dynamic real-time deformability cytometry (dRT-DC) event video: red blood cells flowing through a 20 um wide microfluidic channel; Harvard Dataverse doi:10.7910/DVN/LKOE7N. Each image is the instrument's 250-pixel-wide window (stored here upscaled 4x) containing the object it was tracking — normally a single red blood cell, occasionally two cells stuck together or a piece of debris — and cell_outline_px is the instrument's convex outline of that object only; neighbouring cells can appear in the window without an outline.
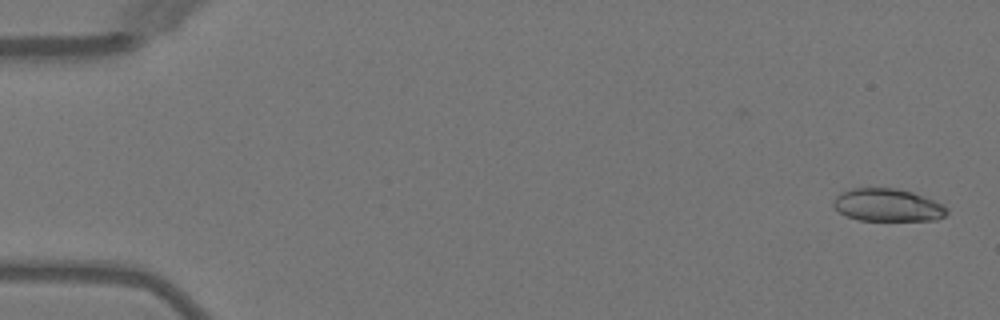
{"species": "Egyptian fruit bat (a non-hibernating species)", "species_latin": "Rousettus aegyptiacus", "temperature_condition": "warm", "stored_images_in_passage": 4, "camera_frame_rate_fps": 3000, "um_per_image_px": 0.085, "animal": {"sex": "female"}, "frame": {"image": 1, "passage_image": 1, "time_ms": 0.0, "image_size_px": [1000, 320], "cell_outline_px": [[948, 212], [944, 216], [936, 220], [860, 220], [844, 216], [832, 204], [836, 196], [840, 192], [852, 188], [896, 188], [912, 192], [944, 204], [948, 208]], "centroid_in_image_um": [75.45, 17.43], "position_along_channel_um": 9.6, "area_um2": 21.68}}
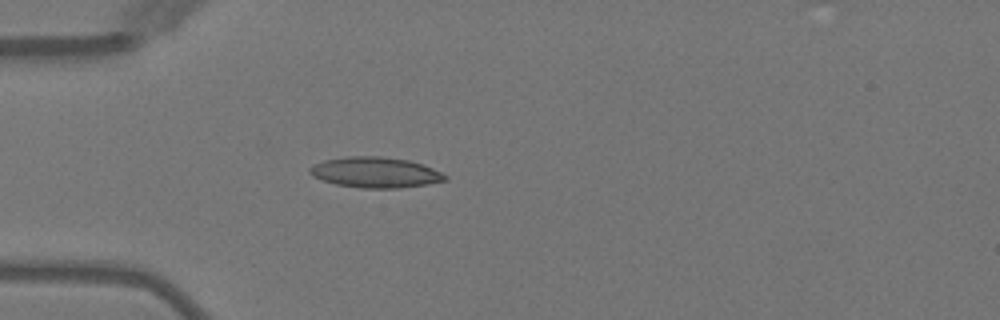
{"frame": {"image": 2, "passage_image": 4, "time_ms": 4.333, "image_size_px": [1000, 320], "cell_outline_px": [[448, 180], [428, 184], [400, 188], [360, 188], [336, 184], [312, 176], [308, 172], [308, 168], [312, 164], [324, 160], [348, 156], [380, 156], [408, 160], [424, 164], [448, 176]], "centroid_in_image_um": [31.9, 14.65], "position_along_channel_um": 53.1, "area_um2": 24.28}}